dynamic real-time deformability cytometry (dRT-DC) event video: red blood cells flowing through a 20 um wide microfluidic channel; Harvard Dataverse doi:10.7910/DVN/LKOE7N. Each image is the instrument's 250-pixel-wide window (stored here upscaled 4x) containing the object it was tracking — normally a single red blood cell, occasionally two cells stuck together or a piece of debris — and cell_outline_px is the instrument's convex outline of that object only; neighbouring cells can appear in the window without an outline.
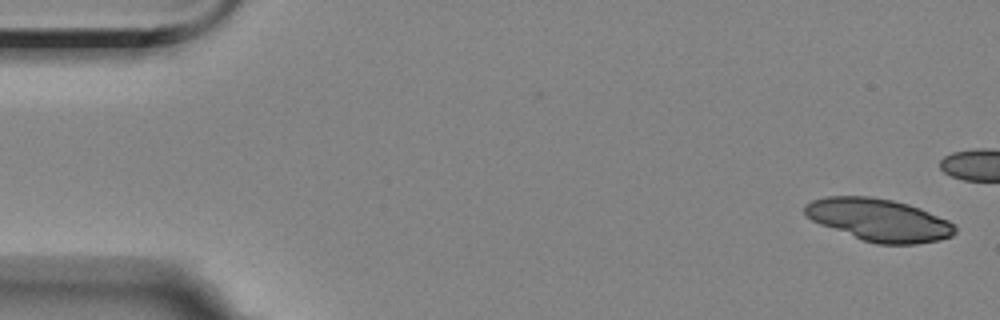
{"species": "Egyptian fruit bat (a non-hibernating species)", "species_latin": "Rousettus aegyptiacus", "temperature_condition": "room temperature", "stored_images_in_passage": 14, "camera_frame_rate_fps": 3000, "um_per_image_px": 0.085, "animal": {"sex": "female"}, "frame": {"image": 1, "passage_image": 1, "time_ms": 0.0, "image_size_px": [1000, 320], "cell_outline_px": [[956, 232], [952, 236], [940, 240], [916, 244], [876, 244], [864, 240], [820, 224], [812, 220], [804, 212], [804, 204], [812, 200], [824, 196], [868, 196], [892, 200], [908, 204], [920, 208], [948, 220], [956, 224]], "centroid_in_image_um": [74.73, 18.69], "position_along_channel_um": 10.3, "area_um2": 37.11}}